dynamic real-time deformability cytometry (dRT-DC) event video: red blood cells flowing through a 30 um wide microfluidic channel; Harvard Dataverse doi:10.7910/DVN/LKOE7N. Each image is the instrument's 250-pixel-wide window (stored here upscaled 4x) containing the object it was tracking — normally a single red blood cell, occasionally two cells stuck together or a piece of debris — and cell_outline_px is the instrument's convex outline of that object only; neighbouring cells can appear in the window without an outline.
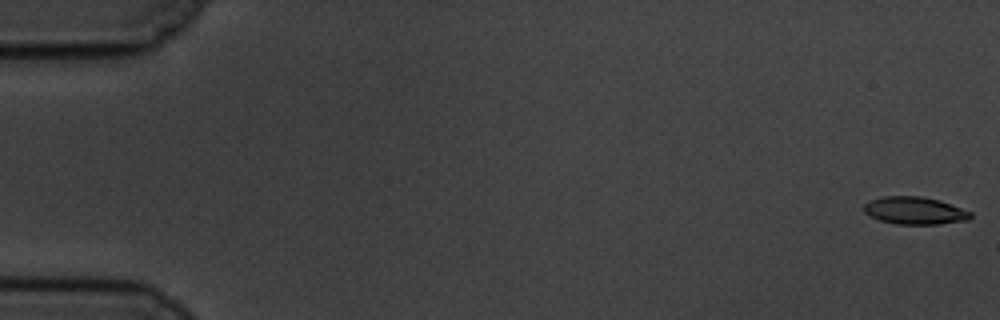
{"species": "common noctule bat (a hibernating species)", "species_latin": "Nyctalus noctula", "temperature_condition": "cold", "stored_images_in_passage": 58, "camera_frame_rate_fps": 3000, "um_per_image_px": 0.085, "animal": {"sex": "male", "body_mass_g": 19.5, "forearm_length_mm": 54.6}, "frame": {"image": 1, "passage_image": 1, "time_ms": 0.0, "image_size_px": [1000, 320], "cell_outline_px": [[972, 216], [968, 220], [940, 224], [896, 224], [880, 220], [864, 212], [864, 204], [872, 200], [884, 196], [920, 196], [940, 200], [972, 212]], "centroid_in_image_um": [77.78, 17.9], "position_along_channel_um": 7.2, "area_um2": 16.99}}
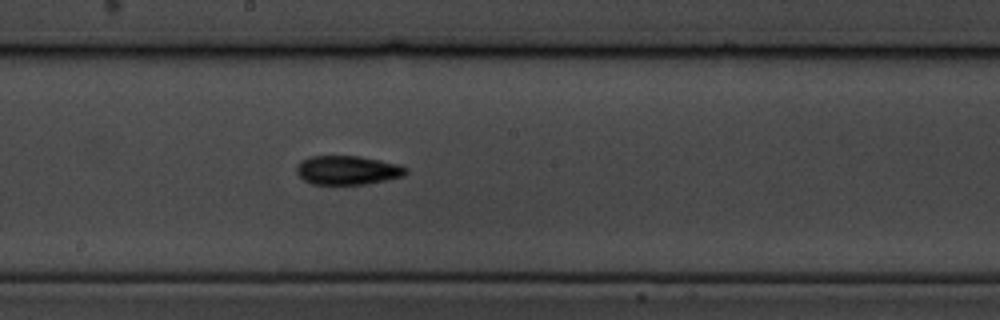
{"frame": {"image": 2, "passage_image": 32, "time_ms": 10.333, "image_size_px": [1000, 320], "cell_outline_px": [[408, 172], [404, 176], [368, 184], [312, 184], [304, 180], [296, 172], [296, 164], [300, 160], [312, 156], [360, 156], [400, 164], [408, 168]], "centroid_in_image_um": [29.55, 14.46], "position_along_channel_um": 218.6, "area_um2": 18.67}}
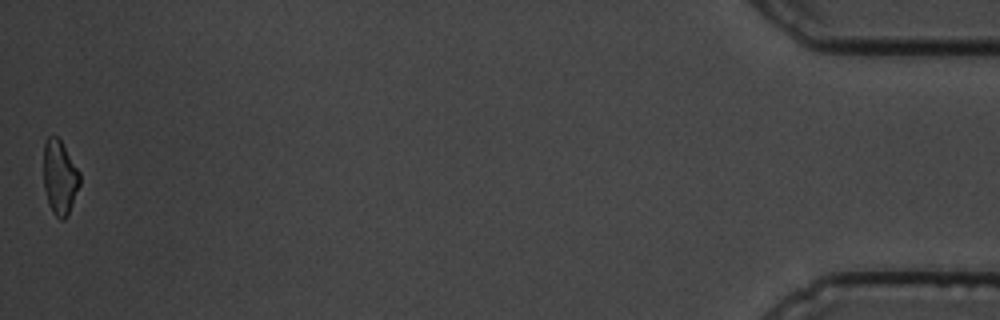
{"frame": {"image": 3, "passage_image": 58, "time_ms": 19.0, "image_size_px": [1000, 320], "cell_outline_px": [[80, 184], [68, 216], [64, 220], [60, 220], [52, 212], [48, 204], [44, 188], [44, 144], [48, 136], [56, 136], [60, 140], [80, 172]], "centroid_in_image_um": [5.08, 15.11], "position_along_channel_um": 430.1, "area_um2": 15.72}, "authors_computed_cell_mechanics": {"area_um2": 17.4556, "velocity_mm_per_s": 3.4836, "shape_relaxation_time_tau1_ms": 5.4682, "shape_relaxation_time_tau2_ms": null, "deformation_change_tau1": 0.1683, "deformation_change_tau2": null}}